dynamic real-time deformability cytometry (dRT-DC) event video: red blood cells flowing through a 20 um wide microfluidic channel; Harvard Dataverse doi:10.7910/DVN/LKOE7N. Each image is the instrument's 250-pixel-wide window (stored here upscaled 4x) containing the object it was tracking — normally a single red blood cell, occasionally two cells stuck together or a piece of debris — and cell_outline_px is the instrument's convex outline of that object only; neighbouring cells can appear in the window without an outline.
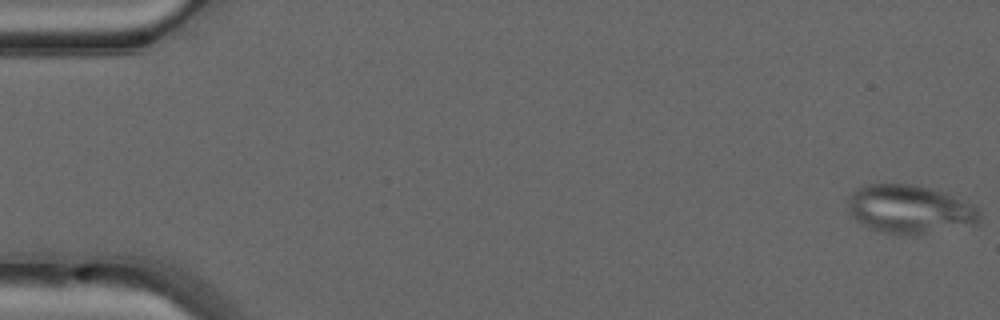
{"species": "common noctule bat (a hibernating species)", "species_latin": "Nyctalus noctula", "temperature_condition": "warm", "stored_images_in_passage": 12, "camera_frame_rate_fps": 3000, "um_per_image_px": 0.085, "animal": {"sex": "male", "forearm_length_mm": 52.5}, "frame": {"image": 1, "passage_image": 1, "time_ms": 0.0, "image_size_px": [1000, 320], "cell_outline_px": [[980, 220], [976, 224], [920, 236], [900, 236], [880, 232], [868, 228], [856, 220], [848, 212], [848, 196], [852, 192], [864, 184], [908, 184], [928, 188], [944, 192], [964, 200], [976, 208], [980, 212]], "centroid_in_image_um": [77.3, 17.83], "position_along_channel_um": 7.7, "area_um2": 37.92}}